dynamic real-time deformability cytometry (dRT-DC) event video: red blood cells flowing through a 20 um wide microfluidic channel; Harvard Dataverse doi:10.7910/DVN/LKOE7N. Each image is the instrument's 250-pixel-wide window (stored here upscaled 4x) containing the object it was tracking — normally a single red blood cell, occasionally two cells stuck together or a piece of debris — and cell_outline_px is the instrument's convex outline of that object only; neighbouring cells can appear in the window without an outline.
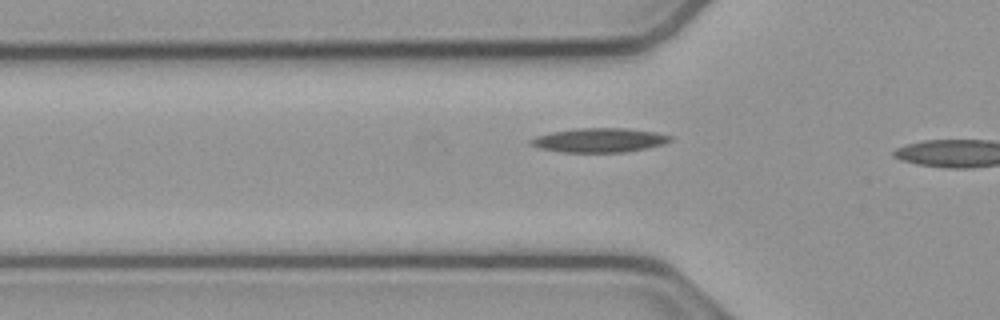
{"species": "common noctule bat (a hibernating species)", "species_latin": "Nyctalus noctula", "temperature_condition": "cold", "stored_images_in_passage": 7, "camera_frame_rate_fps": 3000, "um_per_image_px": 0.085, "animal": {"sex": "male", "body_mass_g": 23.1, "forearm_length_mm": 52.7}, "frame": {"image": 1, "passage_image": 5, "time_ms": 1.333, "image_size_px": [1000, 320], "cell_outline_px": [[672, 140], [664, 144], [624, 152], [564, 152], [540, 148], [528, 144], [528, 140], [536, 136], [552, 132], [576, 128], [628, 128], [656, 132], [672, 136]], "centroid_in_image_um": [50.93, 11.91], "position_along_channel_um": 74.9, "area_um2": 19.65}}